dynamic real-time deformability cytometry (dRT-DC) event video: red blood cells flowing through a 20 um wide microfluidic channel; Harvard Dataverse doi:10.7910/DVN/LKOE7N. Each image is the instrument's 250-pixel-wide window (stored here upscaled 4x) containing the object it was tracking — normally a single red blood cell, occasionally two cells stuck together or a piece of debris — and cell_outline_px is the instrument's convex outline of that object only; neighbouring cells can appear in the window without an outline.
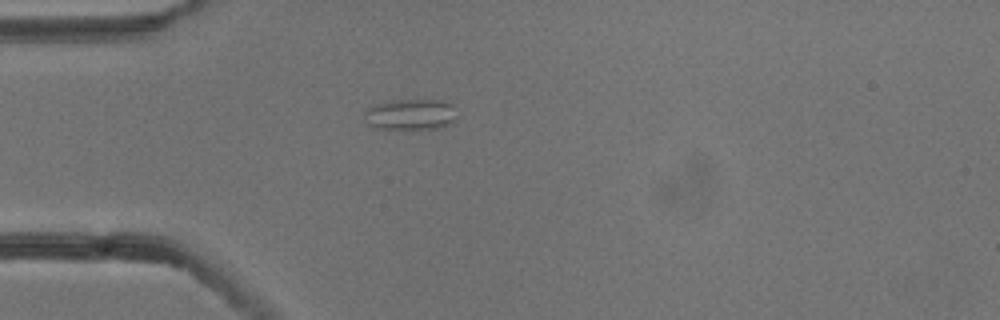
{"species": "common noctule bat (a hibernating species)", "species_latin": "Nyctalus noctula", "temperature_condition": "cold", "stored_images_in_passage": 2, "camera_frame_rate_fps": 3000, "um_per_image_px": 0.085, "animal": {"sex": "male", "body_mass_g": 13.3}, "frame": {"image": 1, "passage_image": 2, "time_ms": 0.333, "image_size_px": [1000, 320], "cell_outline_px": [[456, 120], [452, 124], [440, 128], [376, 128], [368, 124], [364, 116], [364, 112], [372, 104], [388, 100], [444, 100], [452, 104]], "centroid_in_image_um": [34.89, 9.71], "position_along_channel_um": 50.1, "area_um2": 16.76}}